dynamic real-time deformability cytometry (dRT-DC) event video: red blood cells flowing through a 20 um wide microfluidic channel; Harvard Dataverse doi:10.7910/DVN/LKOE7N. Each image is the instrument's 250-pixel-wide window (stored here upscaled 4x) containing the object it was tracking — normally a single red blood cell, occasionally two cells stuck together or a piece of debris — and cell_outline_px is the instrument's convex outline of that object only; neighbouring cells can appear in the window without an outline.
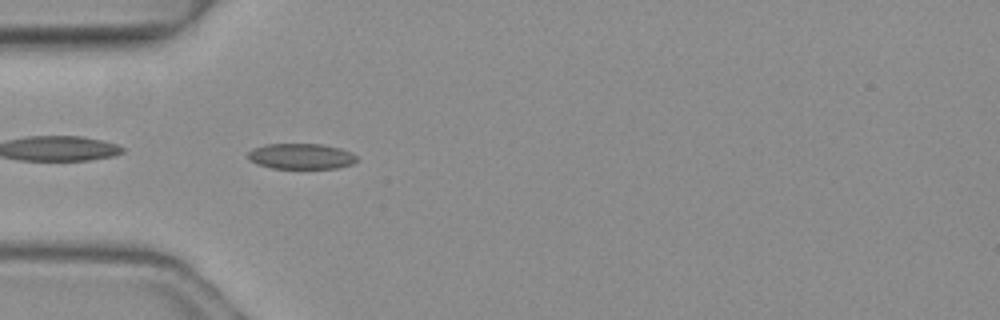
{"species": "common noctule bat (a hibernating species)", "species_latin": "Nyctalus noctula", "temperature_condition": "warm", "stored_images_in_passage": 4, "camera_frame_rate_fps": 3000, "um_per_image_px": 0.085, "animal": {"sex": "female", "body_mass_g": 19.3, "forearm_length_mm": 54.1}, "frame": {"image": 1, "passage_image": 4, "time_ms": 1.0, "image_size_px": [1000, 320], "cell_outline_px": [[356, 160], [352, 164], [336, 168], [272, 168], [256, 164], [248, 156], [248, 152], [252, 148], [268, 144], [324, 144], [340, 148], [352, 152], [356, 156]], "centroid_in_image_um": [25.6, 13.28], "position_along_channel_um": 59.4, "area_um2": 16.18}}